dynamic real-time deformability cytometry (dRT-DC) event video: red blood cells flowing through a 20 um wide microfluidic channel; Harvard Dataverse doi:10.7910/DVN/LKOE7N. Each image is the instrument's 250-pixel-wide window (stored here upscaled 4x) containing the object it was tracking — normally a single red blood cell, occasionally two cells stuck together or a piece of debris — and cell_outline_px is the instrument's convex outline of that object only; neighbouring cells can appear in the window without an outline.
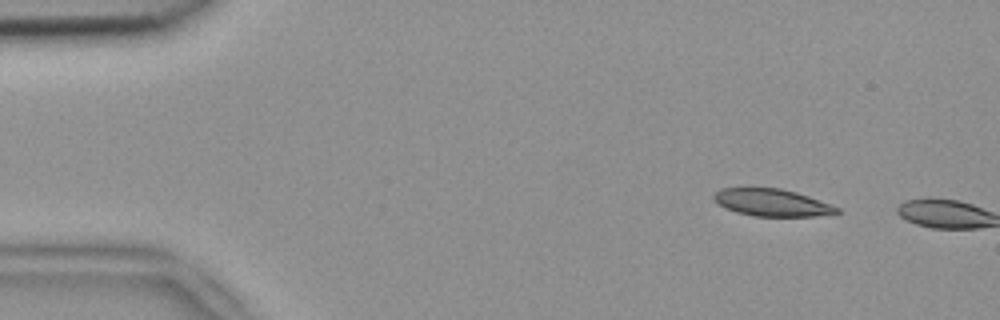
{"species": "common noctule bat (a hibernating species)", "species_latin": "Nyctalus noctula", "temperature_condition": "room temperature", "stored_images_in_passage": 2, "camera_frame_rate_fps": 3000, "um_per_image_px": 0.085, "animal": {"sex": "female", "body_mass_g": 18.4}, "frame": {"image": 1, "passage_image": 1, "time_ms": 0.0, "image_size_px": [1000, 320], "cell_outline_px": [[840, 212], [816, 216], [752, 216], [736, 212], [720, 204], [712, 196], [720, 188], [780, 188], [796, 192], [832, 204], [840, 208]], "centroid_in_image_um": [65.65, 17.22], "position_along_channel_um": 19.3, "area_um2": 19.36}}